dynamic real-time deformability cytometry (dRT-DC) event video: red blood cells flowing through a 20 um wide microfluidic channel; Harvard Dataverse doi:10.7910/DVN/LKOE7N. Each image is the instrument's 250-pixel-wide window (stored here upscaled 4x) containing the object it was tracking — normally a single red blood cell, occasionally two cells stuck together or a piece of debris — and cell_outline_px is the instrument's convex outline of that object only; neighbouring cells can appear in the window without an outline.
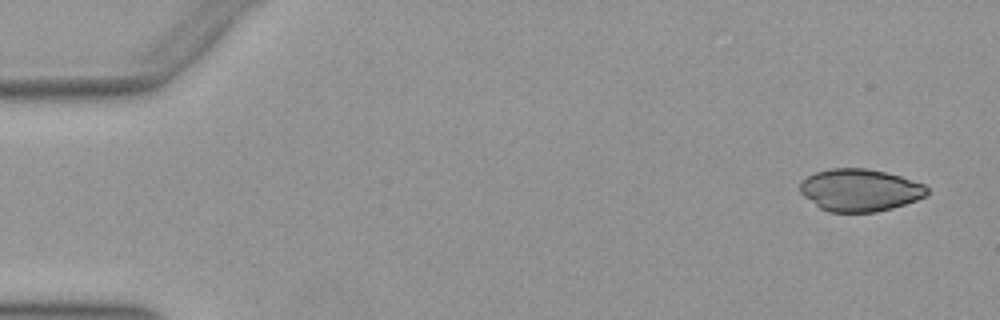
{"species": "Egyptian fruit bat (a non-hibernating species)", "species_latin": "Rousettus aegyptiacus", "temperature_condition": "warm", "stored_images_in_passage": 50, "camera_frame_rate_fps": 3000, "um_per_image_px": 0.085, "animal": {"sex": "female"}, "frame": {"image": 1, "passage_image": 1, "time_ms": 0.0, "image_size_px": [1000, 320], "cell_outline_px": [[928, 192], [924, 196], [916, 200], [892, 208], [876, 212], [828, 212], [820, 208], [804, 196], [800, 192], [800, 180], [816, 172], [832, 168], [864, 168], [884, 172], [900, 176], [924, 184], [928, 188]], "centroid_in_image_um": [73.06, 16.16], "position_along_channel_um": 11.9, "area_um2": 31.21}}
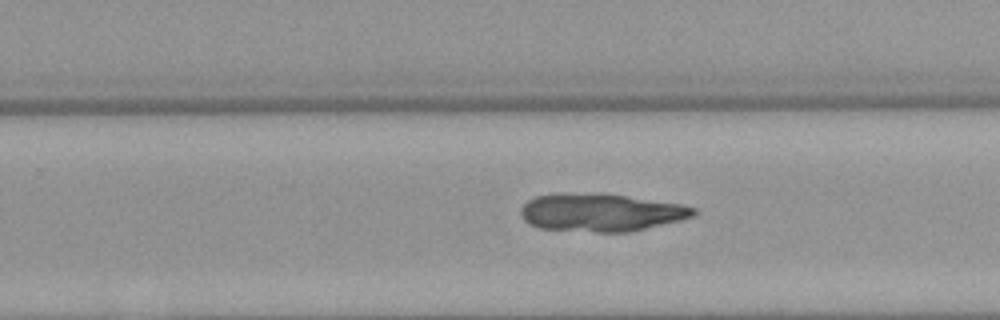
{"frame": {"image": 2, "passage_image": 31, "time_ms": 10.0, "image_size_px": [1000, 320], "cell_outline_px": [[696, 212], [692, 216], [680, 220], [632, 232], [596, 232], [536, 228], [528, 224], [520, 216], [520, 208], [528, 200], [536, 196], [556, 192], [604, 192], [680, 204], [696, 208]], "centroid_in_image_um": [51.01, 18.04], "position_along_channel_um": 278.8, "area_um2": 38.9}}
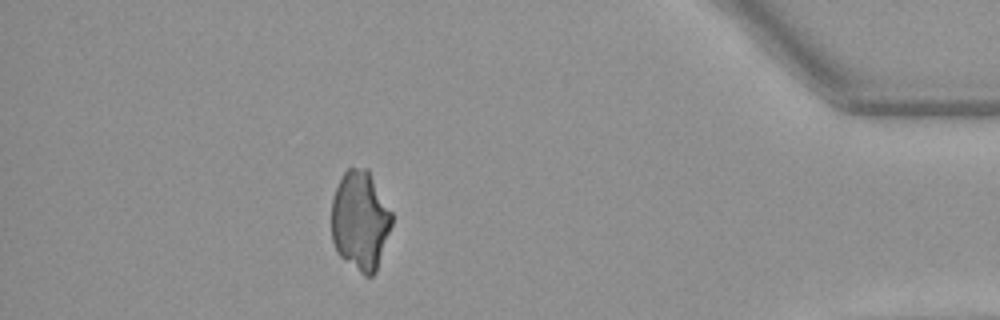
{"frame": {"image": 3, "passage_image": 44, "time_ms": 14.333, "image_size_px": [1000, 320], "cell_outline_px": [[392, 224], [376, 272], [372, 276], [364, 276], [340, 256], [336, 252], [332, 240], [332, 200], [336, 188], [344, 172], [348, 168], [368, 168], [392, 212]], "centroid_in_image_um": [30.62, 18.75], "position_along_channel_um": 404.6, "area_um2": 34.97}}